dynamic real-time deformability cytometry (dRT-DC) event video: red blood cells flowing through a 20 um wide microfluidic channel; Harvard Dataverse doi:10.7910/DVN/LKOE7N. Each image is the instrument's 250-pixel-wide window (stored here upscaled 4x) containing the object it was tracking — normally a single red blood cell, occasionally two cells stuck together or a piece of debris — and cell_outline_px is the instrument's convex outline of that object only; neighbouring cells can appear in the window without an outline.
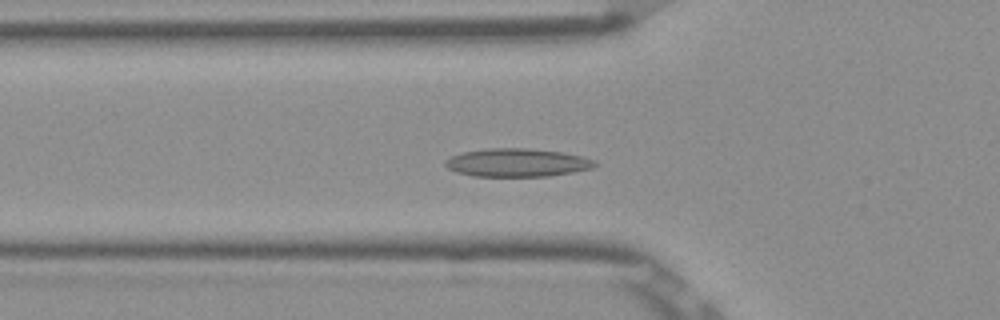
{"species": "Egyptian fruit bat (a non-hibernating species)", "species_latin": "Rousettus aegyptiacus", "temperature_condition": "room temperature", "stored_images_in_passage": 53, "camera_frame_rate_fps": 3000, "um_per_image_px": 0.085, "frame": {"image": 1, "passage_image": 19, "time_ms": 6.0, "image_size_px": [1000, 320], "cell_outline_px": [[600, 164], [592, 168], [572, 172], [548, 176], [472, 176], [456, 172], [448, 168], [444, 164], [444, 160], [452, 156], [464, 152], [488, 148], [528, 148], [564, 152], [596, 160]], "centroid_in_image_um": [43.97, 13.82], "position_along_channel_um": 81.8, "area_um2": 24.68}}
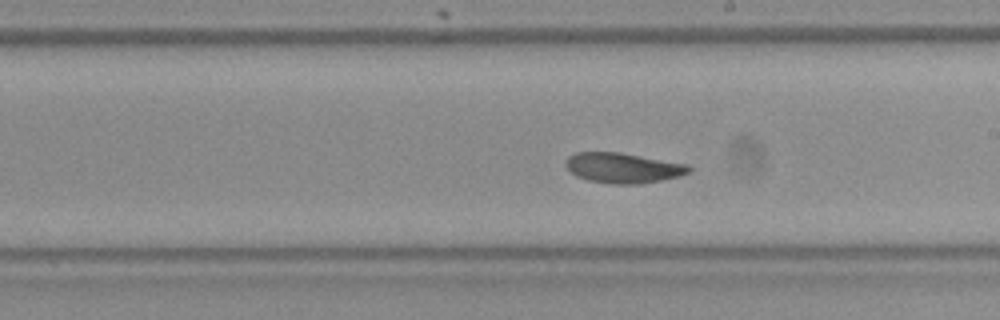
{"frame": {"image": 2, "passage_image": 31, "time_ms": 10.0, "image_size_px": [1000, 320], "cell_outline_px": [[692, 168], [688, 172], [680, 176], [640, 184], [612, 184], [588, 180], [576, 176], [564, 164], [564, 160], [568, 156], [576, 152], [620, 152], [688, 164]], "centroid_in_image_um": [52.94, 14.26], "position_along_channel_um": 236.1, "area_um2": 21.73}}
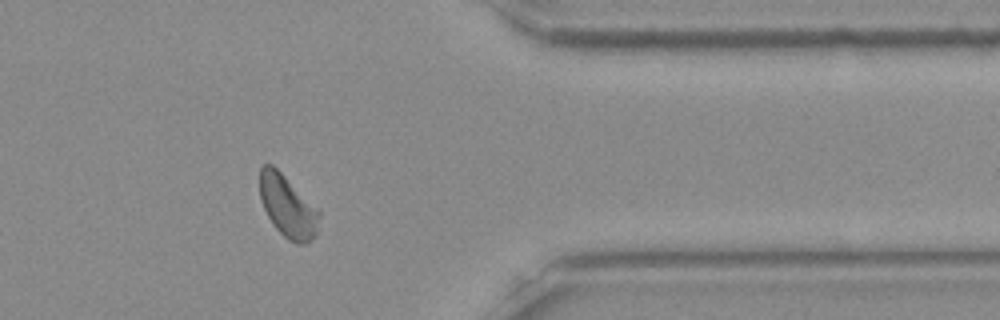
{"frame": {"image": 3, "passage_image": 44, "time_ms": 14.333, "image_size_px": [1000, 320], "cell_outline_px": [[320, 216], [316, 236], [308, 244], [296, 244], [288, 240], [272, 224], [260, 200], [260, 168], [264, 164], [272, 164], [320, 208]], "centroid_in_image_um": [24.49, 17.56], "position_along_channel_um": 386.9, "area_um2": 21.96}, "authors_computed_cell_mechanics": {"area_um2": 22.1952, "velocity_mm_per_s": 3.8371, "shape_relaxation_time_tau1_ms": null, "shape_relaxation_time_tau2_ms": 2.8565, "deformation_change_tau1": null, "deformation_change_tau2": 0.0619}}